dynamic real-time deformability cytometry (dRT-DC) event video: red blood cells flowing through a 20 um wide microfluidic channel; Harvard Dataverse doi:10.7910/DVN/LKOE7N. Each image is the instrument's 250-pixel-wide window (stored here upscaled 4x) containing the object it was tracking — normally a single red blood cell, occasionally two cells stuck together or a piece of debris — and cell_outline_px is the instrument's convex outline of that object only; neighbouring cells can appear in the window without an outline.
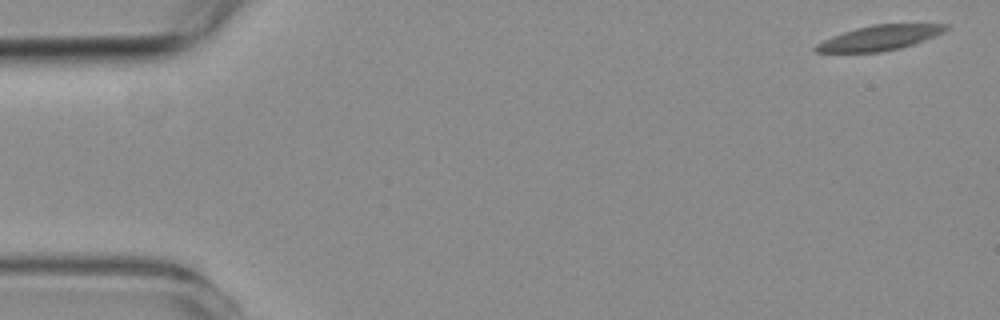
{"species": "common noctule bat (a hibernating species)", "species_latin": "Nyctalus noctula", "temperature_condition": "room temperature", "stored_images_in_passage": 4, "camera_frame_rate_fps": 3000, "um_per_image_px": 0.085, "animal": {"sex": "female", "body_mass_g": 19.3, "forearm_length_mm": 54.1}, "frame": {"image": 1, "passage_image": 1, "time_ms": 0.0, "image_size_px": [1000, 320], "cell_outline_px": [[948, 28], [944, 32], [924, 40], [900, 48], [880, 52], [816, 52], [812, 48], [816, 44], [832, 36], [856, 28], [876, 24], [948, 24]], "centroid_in_image_um": [74.75, 3.21], "position_along_channel_um": 10.3, "area_um2": 18.67}}